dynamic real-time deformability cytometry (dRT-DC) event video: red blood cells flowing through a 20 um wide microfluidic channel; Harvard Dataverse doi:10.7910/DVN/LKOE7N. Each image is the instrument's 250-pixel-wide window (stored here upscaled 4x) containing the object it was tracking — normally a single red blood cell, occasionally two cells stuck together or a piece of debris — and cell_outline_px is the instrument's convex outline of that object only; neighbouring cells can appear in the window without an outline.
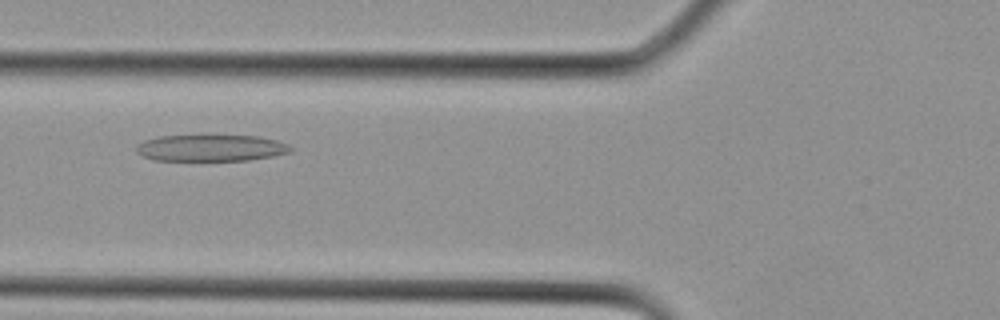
{"species": "Egyptian fruit bat (a non-hibernating species)", "species_latin": "Rousettus aegyptiacus", "temperature_condition": "cold", "stored_images_in_passage": 11, "camera_frame_rate_fps": 3000, "um_per_image_px": 0.085, "animal": {"sex": "female"}, "frame": {"image": 1, "passage_image": 4, "time_ms": 1.0, "image_size_px": [1000, 320], "cell_outline_px": [[292, 152], [272, 156], [248, 160], [156, 160], [144, 156], [136, 152], [136, 144], [144, 140], [160, 136], [208, 132], [260, 136], [276, 140], [288, 144], [292, 148]], "centroid_in_image_um": [17.93, 12.51], "position_along_channel_um": 107.9, "area_um2": 25.14}}
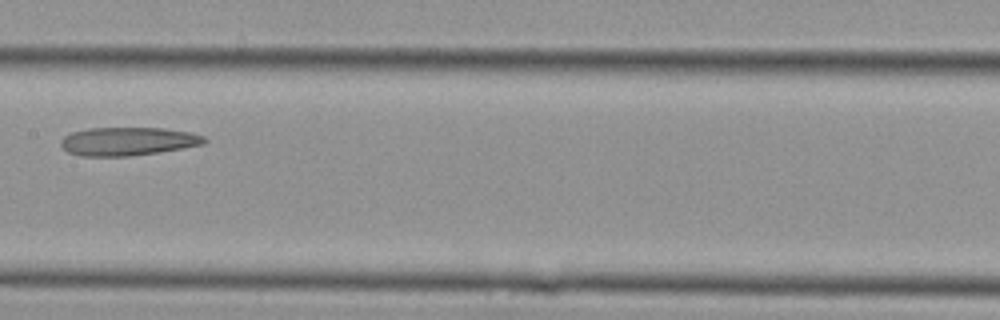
{"frame": {"image": 2, "passage_image": 8, "time_ms": 2.333, "image_size_px": [1000, 320], "cell_outline_px": [[208, 140], [204, 144], [184, 148], [160, 152], [128, 156], [80, 156], [68, 152], [60, 144], [60, 140], [64, 136], [72, 132], [88, 128], [164, 128], [192, 132], [204, 136]], "centroid_in_image_um": [10.9, 12.01], "position_along_channel_um": 196.5, "area_um2": 23.87}}
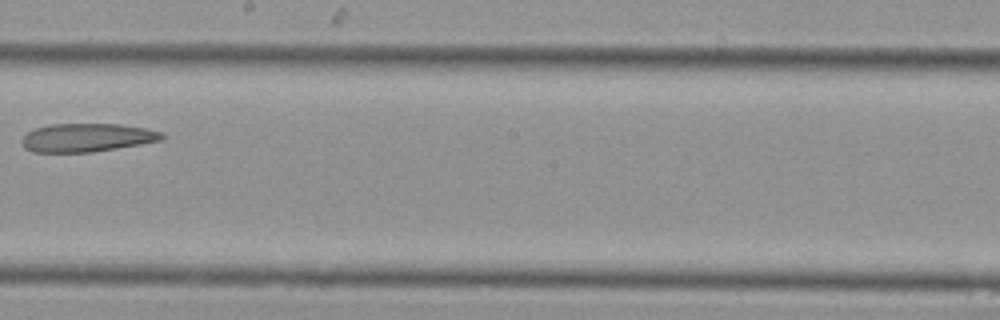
{"frame": {"image": 3, "passage_image": 10, "time_ms": 3.0, "image_size_px": [1000, 320], "cell_outline_px": [[164, 140], [92, 152], [32, 152], [24, 148], [20, 140], [28, 132], [36, 128], [52, 124], [120, 124], [144, 128], [160, 132], [164, 136]], "centroid_in_image_um": [7.36, 11.7], "position_along_channel_um": 240.8, "area_um2": 23.06}}